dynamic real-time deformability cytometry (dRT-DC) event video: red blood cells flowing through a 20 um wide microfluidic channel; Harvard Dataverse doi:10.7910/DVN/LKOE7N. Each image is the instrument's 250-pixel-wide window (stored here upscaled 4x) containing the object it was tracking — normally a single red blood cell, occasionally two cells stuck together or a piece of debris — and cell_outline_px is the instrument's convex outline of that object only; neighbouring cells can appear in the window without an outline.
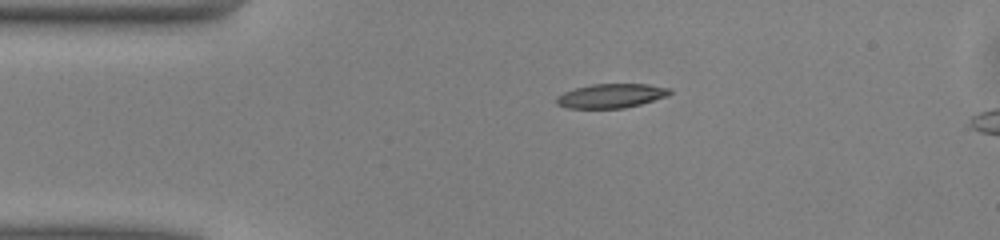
{"species": "common noctule bat (a hibernating species)", "species_latin": "Nyctalus noctula", "temperature_condition": "warm", "stored_images_in_passage": 5, "camera_frame_rate_fps": 3000, "um_per_image_px": 0.085, "animal": {"sex": "male", "body_mass_g": 13.0, "forearm_length_mm": 53.1}, "frame": {"image": 1, "passage_image": 1, "time_ms": 0.0, "image_size_px": [1000, 240], "cell_outline_px": [[672, 92], [668, 96], [640, 104], [624, 108], [568, 108], [556, 104], [556, 96], [564, 92], [576, 88], [592, 84], [648, 84], [672, 88]], "centroid_in_image_um": [51.97, 8.14], "position_along_channel_um": 33.0, "area_um2": 16.01}}